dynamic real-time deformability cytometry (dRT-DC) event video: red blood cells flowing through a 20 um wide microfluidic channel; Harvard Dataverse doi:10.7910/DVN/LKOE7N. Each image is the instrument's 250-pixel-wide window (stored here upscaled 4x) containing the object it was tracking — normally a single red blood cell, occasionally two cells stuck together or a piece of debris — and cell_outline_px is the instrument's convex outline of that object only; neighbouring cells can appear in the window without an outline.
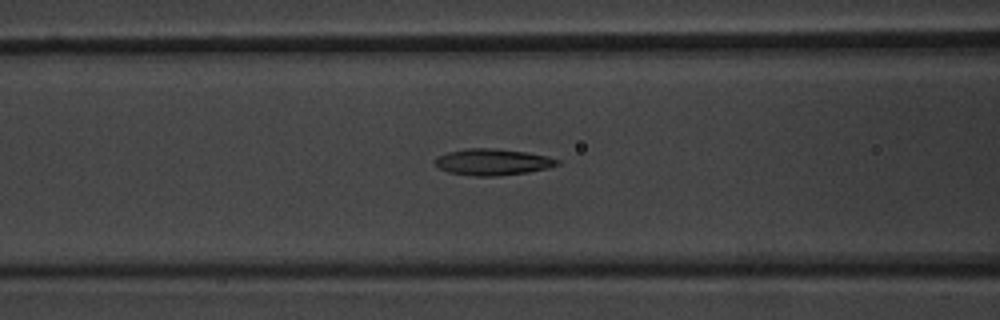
{"species": "common noctule bat (a hibernating species)", "species_latin": "Nyctalus noctula", "temperature_condition": "warm", "stored_images_in_passage": 52, "camera_frame_rate_fps": 3000, "um_per_image_px": 0.085, "animal": {"sex": "male", "body_mass_g": 20.1, "forearm_length_mm": 53.5}, "frame": {"image": 1, "passage_image": 21, "time_ms": 6.667, "image_size_px": [1000, 320], "cell_outline_px": [[560, 164], [548, 168], [528, 172], [496, 176], [472, 176], [448, 172], [440, 168], [432, 160], [436, 156], [448, 152], [468, 148], [492, 148], [524, 152], [548, 156], [560, 160]], "centroid_in_image_um": [41.86, 13.77], "position_along_channel_um": 124.7, "area_um2": 18.84}}
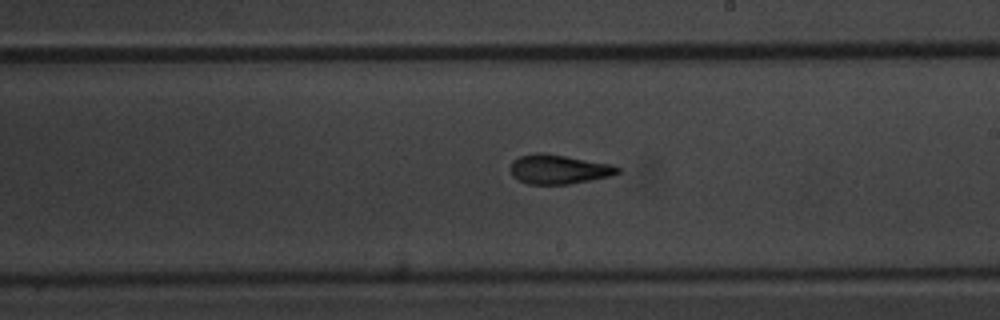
{"frame": {"image": 2, "passage_image": 30, "time_ms": 9.667, "image_size_px": [1000, 320], "cell_outline_px": [[620, 172], [612, 176], [572, 184], [528, 184], [512, 176], [512, 160], [520, 156], [536, 152], [544, 152], [612, 164], [620, 168]], "centroid_in_image_um": [47.53, 14.38], "position_along_channel_um": 241.5, "area_um2": 18.44}}
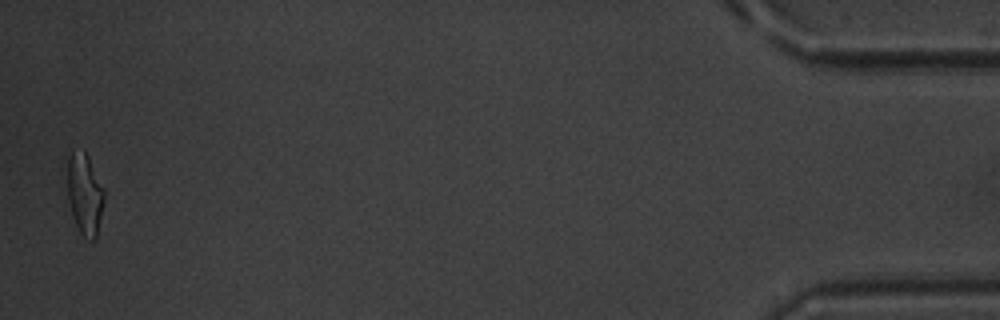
{"frame": {"image": 3, "passage_image": 51, "time_ms": 16.667, "image_size_px": [1000, 320], "cell_outline_px": [[104, 204], [96, 240], [92, 240], [84, 236], [80, 232], [72, 216], [68, 200], [68, 156], [72, 152], [84, 152], [88, 156], [104, 188]], "centroid_in_image_um": [7.22, 16.54], "position_along_channel_um": 428.0, "area_um2": 17.28}, "authors_computed_cell_mechanics": {"area_um2": 18.4382, "velocity_mm_per_s": 3.8828, "shape_relaxation_time_tau1_ms": 5.1362, "shape_relaxation_time_tau2_ms": 2.4966, "deformation_change_tau1": 0.1758, "deformation_change_tau2": 0.1103}}